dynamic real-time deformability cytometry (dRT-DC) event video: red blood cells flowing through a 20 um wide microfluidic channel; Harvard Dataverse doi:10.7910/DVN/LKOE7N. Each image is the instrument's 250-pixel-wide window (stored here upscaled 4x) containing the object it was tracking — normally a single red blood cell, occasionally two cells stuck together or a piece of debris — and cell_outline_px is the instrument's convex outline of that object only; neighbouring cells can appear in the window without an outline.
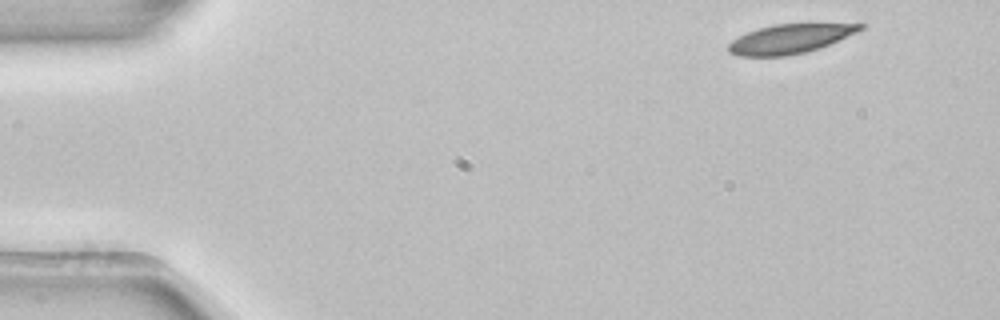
{"species": "common noctule bat (a hibernating species)", "species_latin": "Nyctalus noctula", "temperature_condition": "room temperature", "stored_images_in_passage": 3, "camera_frame_rate_fps": 3000, "um_per_image_px": 0.085, "animal": {"sex": "female", "body_mass_g": 22.7, "forearm_length_mm": 54.2}, "frame": {"image": 1, "passage_image": 1, "time_ms": 0.0, "image_size_px": [1000, 320], "cell_outline_px": [[864, 28], [856, 32], [820, 48], [804, 52], [784, 56], [740, 56], [728, 52], [728, 44], [732, 40], [748, 32], [760, 28], [776, 24], [864, 24]], "centroid_in_image_um": [67.11, 3.31], "position_along_channel_um": 17.9, "area_um2": 21.96}}